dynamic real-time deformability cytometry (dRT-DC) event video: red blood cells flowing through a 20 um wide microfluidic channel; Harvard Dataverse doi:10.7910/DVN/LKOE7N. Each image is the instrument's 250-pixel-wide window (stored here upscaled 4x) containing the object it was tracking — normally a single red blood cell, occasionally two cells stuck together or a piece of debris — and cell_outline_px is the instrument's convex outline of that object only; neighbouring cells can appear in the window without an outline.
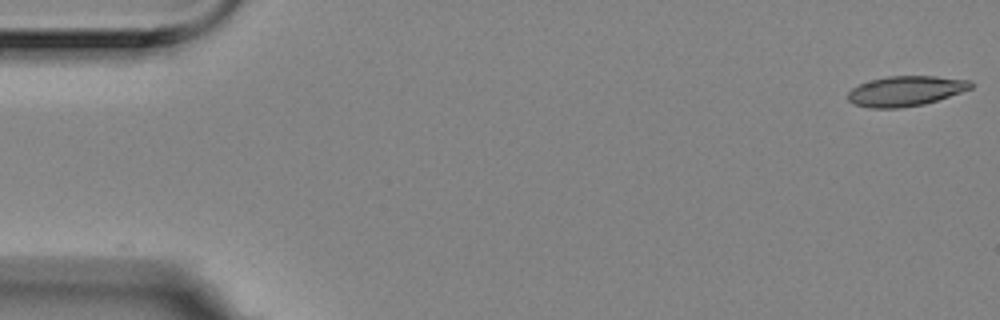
{"species": "Egyptian fruit bat (a non-hibernating species)", "species_latin": "Rousettus aegyptiacus", "temperature_condition": "room temperature", "stored_images_in_passage": 4, "segment_of_instrument_passage": [2, 2], "camera_frame_rate_fps": 3000, "um_per_image_px": 0.085, "animal": {"sex": "female"}, "frame": {"image": 1, "passage_image": 4, "time_ms": 1.0, "image_size_px": [1000, 320], "cell_outline_px": [[972, 88], [924, 104], [900, 108], [868, 108], [856, 104], [848, 100], [848, 92], [852, 88], [860, 84], [872, 80], [888, 76], [936, 76], [968, 80], [972, 84]], "centroid_in_image_um": [76.95, 7.74], "position_along_channel_um": 8.0, "area_um2": 21.27}}